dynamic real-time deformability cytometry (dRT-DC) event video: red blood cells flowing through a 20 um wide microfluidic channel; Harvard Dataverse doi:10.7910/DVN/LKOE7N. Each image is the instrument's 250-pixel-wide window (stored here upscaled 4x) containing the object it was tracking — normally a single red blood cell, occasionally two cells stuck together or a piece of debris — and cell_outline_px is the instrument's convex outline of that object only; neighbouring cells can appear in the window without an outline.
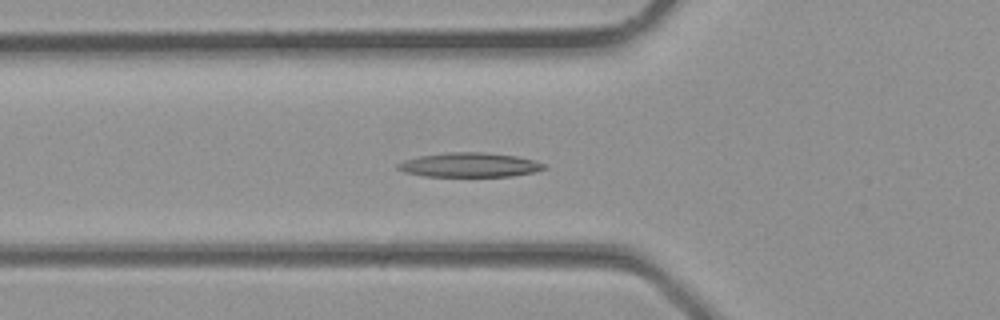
{"species": "common noctule bat (a hibernating species)", "species_latin": "Nyctalus noctula", "temperature_condition": "room temperature", "stored_images_in_passage": 36, "camera_frame_rate_fps": 3000, "um_per_image_px": 0.085, "animal": {"sex": "male", "body_mass_g": 23.1, "forearm_length_mm": 52.7}, "frame": {"image": 1, "passage_image": 12, "time_ms": 3.667, "image_size_px": [1000, 320], "cell_outline_px": [[548, 168], [532, 172], [512, 176], [424, 176], [404, 172], [396, 168], [396, 164], [404, 160], [420, 156], [448, 152], [484, 152], [516, 156], [536, 160], [544, 164]], "centroid_in_image_um": [39.91, 14.01], "position_along_channel_um": 85.9, "area_um2": 20.75}}
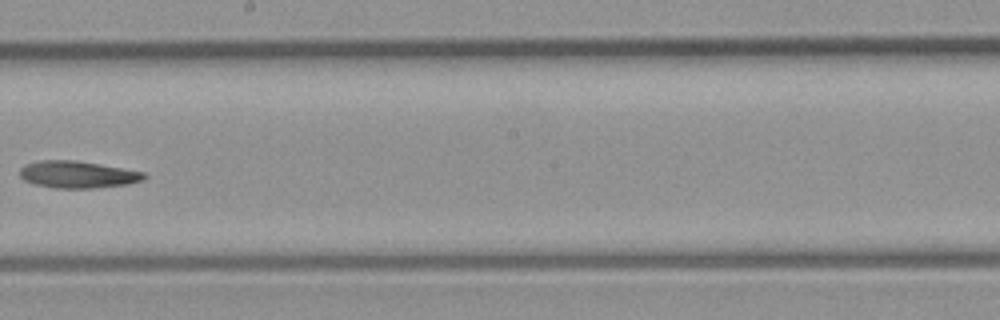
{"frame": {"image": 2, "passage_image": 20, "time_ms": 6.333, "image_size_px": [1000, 320], "cell_outline_px": [[148, 176], [144, 180], [128, 184], [96, 188], [56, 188], [32, 184], [24, 180], [20, 176], [20, 168], [24, 164], [40, 160], [76, 160], [124, 168], [144, 172]], "centroid_in_image_um": [6.6, 14.83], "position_along_channel_um": 241.6, "area_um2": 19.83}}
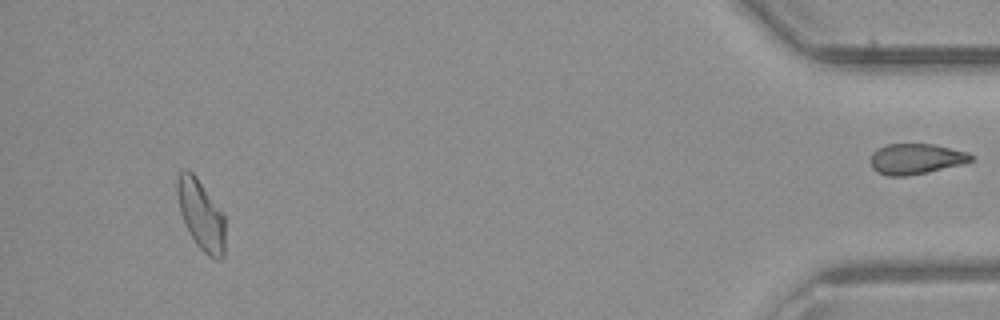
{"frame": {"image": 3, "passage_image": 33, "time_ms": 10.667, "image_size_px": [1000, 320], "cell_outline_px": [[224, 256], [216, 260], [204, 252], [196, 244], [180, 212], [176, 192], [176, 184], [180, 172], [192, 172], [196, 176], [224, 216]], "centroid_in_image_um": [17.08, 18.28], "position_along_channel_um": 418.1, "area_um2": 18.9}}